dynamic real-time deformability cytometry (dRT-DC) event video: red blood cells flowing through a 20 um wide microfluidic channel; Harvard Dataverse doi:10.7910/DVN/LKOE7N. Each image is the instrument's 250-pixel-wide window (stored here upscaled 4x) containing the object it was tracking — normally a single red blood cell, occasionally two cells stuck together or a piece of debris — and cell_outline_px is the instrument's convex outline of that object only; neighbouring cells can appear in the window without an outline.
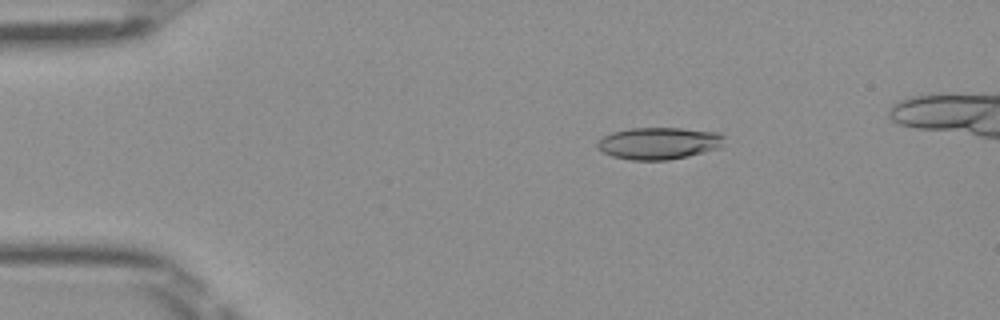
{"species": "Egyptian fruit bat (a non-hibernating species)", "species_latin": "Rousettus aegyptiacus", "temperature_condition": "room temperature", "stored_images_in_passage": 48, "camera_frame_rate_fps": 3000, "um_per_image_px": 0.085, "frame": {"image": 1, "passage_image": 9, "time_ms": 2.667, "image_size_px": [1000, 320], "cell_outline_px": [[724, 136], [720, 148], [688, 156], [668, 160], [632, 160], [612, 156], [596, 148], [596, 144], [604, 136], [612, 132], [628, 128], [680, 128], [716, 132]], "centroid_in_image_um": [55.98, 12.18], "position_along_channel_um": 29.0, "area_um2": 23.58}}
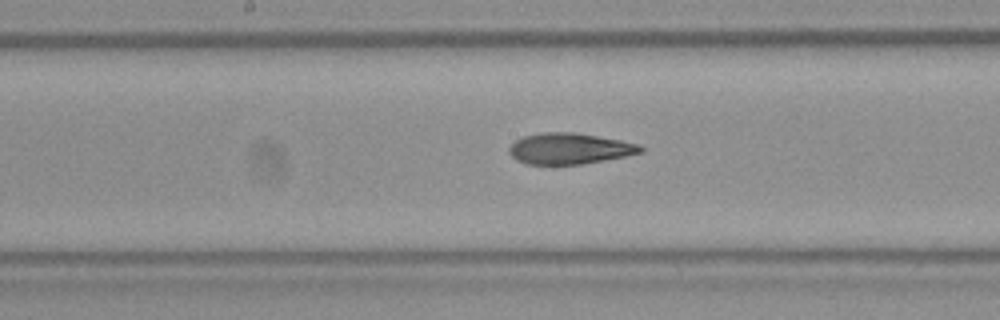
{"frame": {"image": 2, "passage_image": 26, "time_ms": 8.333, "image_size_px": [1000, 320], "cell_outline_px": [[644, 152], [584, 164], [524, 164], [516, 160], [508, 152], [508, 148], [516, 140], [524, 136], [540, 132], [572, 132], [620, 140], [640, 144], [644, 148]], "centroid_in_image_um": [48.4, 12.63], "position_along_channel_um": 199.8, "area_um2": 23.76}}
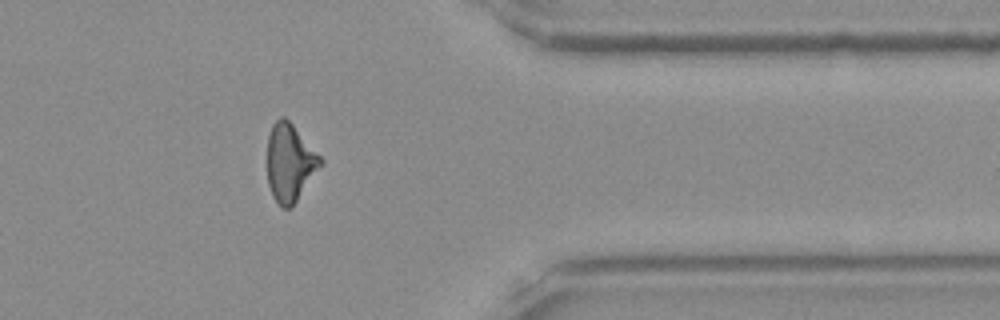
{"frame": {"image": 3, "passage_image": 41, "time_ms": 13.333, "image_size_px": [1000, 320], "cell_outline_px": [[324, 164], [296, 200], [288, 208], [284, 208], [272, 196], [268, 184], [268, 136], [272, 124], [280, 116], [284, 116], [292, 124], [324, 160]], "centroid_in_image_um": [24.65, 13.8], "position_along_channel_um": 386.8, "area_um2": 23.81}}